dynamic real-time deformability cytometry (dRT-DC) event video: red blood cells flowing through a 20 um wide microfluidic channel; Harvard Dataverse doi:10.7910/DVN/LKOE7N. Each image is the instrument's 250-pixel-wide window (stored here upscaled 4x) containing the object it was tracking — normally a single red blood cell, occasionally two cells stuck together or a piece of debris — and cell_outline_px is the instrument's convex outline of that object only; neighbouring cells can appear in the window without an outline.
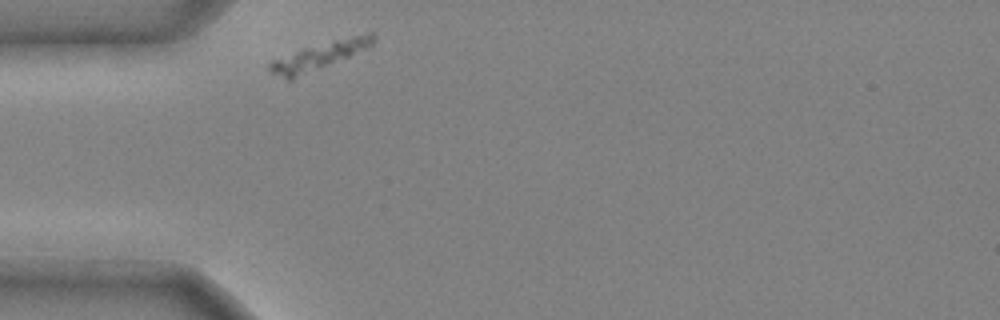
{"species": "common noctule bat (a hibernating species)", "species_latin": "Nyctalus noctula", "temperature_condition": "cold", "stored_images_in_passage": 28, "camera_frame_rate_fps": 3000, "um_per_image_px": 0.085, "animal": {"sex": "male", "body_mass_g": 20.4}, "frame": {"image": 1, "passage_image": 1, "time_ms": 0.0, "image_size_px": [1000, 320], "cell_outline_px": [[376, 40], [372, 44], [348, 56], [292, 80], [288, 80], [272, 72], [268, 68], [268, 64], [272, 60], [304, 48], [368, 32], [372, 32], [376, 36]], "centroid_in_image_um": [27.11, 4.75], "position_along_channel_um": 57.9, "area_um2": 15.84}}
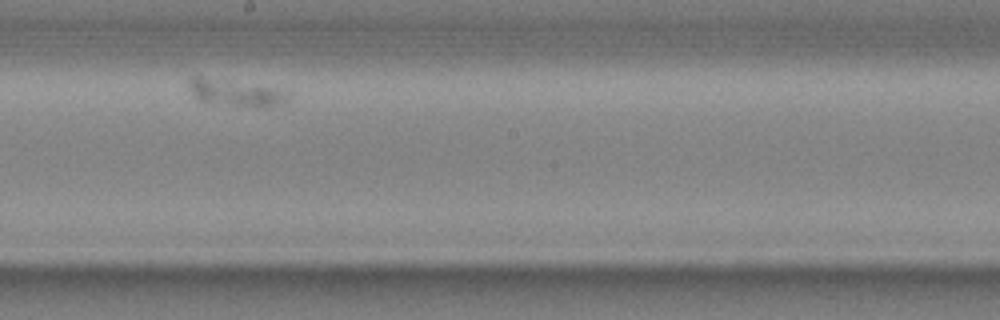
{"frame": {"image": 2, "passage_image": 16, "time_ms": 5.0, "image_size_px": [1000, 320], "cell_outline_px": [[288, 100], [284, 104], [240, 104], [196, 100], [188, 84], [188, 80], [192, 76], [204, 76], [272, 88], [288, 92]], "centroid_in_image_um": [19.92, 7.82], "position_along_channel_um": 228.3, "area_um2": 14.22}}
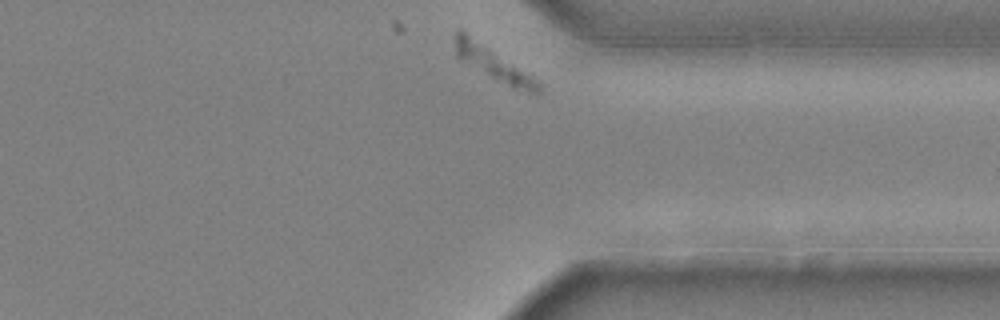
{"frame": {"image": 3, "passage_image": 28, "time_ms": 9.0, "image_size_px": [1000, 320], "cell_outline_px": [[544, 84], [540, 92], [536, 96], [512, 88], [460, 60], [456, 56], [452, 40], [452, 36], [460, 28]], "centroid_in_image_um": [41.94, 5.42], "position_along_channel_um": 369.5, "area_um2": 16.24}}